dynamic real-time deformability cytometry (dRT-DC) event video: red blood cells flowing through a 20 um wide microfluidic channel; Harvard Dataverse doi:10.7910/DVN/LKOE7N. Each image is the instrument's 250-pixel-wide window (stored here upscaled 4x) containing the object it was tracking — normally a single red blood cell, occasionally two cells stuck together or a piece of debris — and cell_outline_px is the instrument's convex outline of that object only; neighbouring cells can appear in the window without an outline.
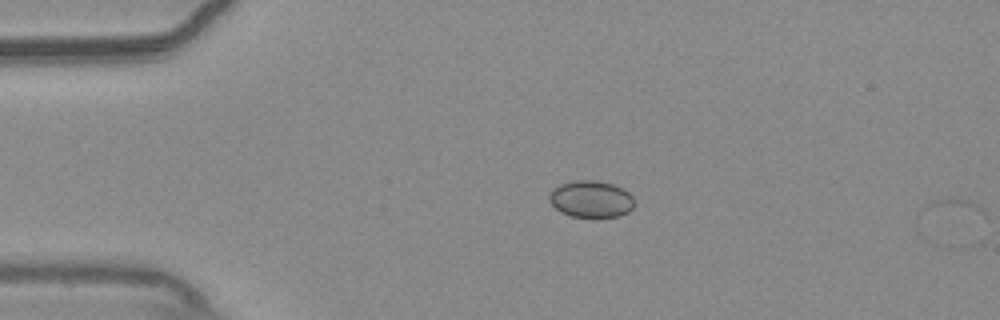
{"species": "common noctule bat (a hibernating species)", "species_latin": "Nyctalus noctula", "temperature_condition": "warm", "stored_images_in_passage": 43, "camera_frame_rate_fps": 3000, "um_per_image_px": 0.085, "animal": {"sex": "male", "body_mass_g": 20.4}, "frame": {"image": 1, "passage_image": 1, "time_ms": 0.0, "image_size_px": [1000, 320], "cell_outline_px": [[984, 212], [952, 248], [948, 248], [936, 244], [928, 240], [916, 232], [916, 216], [928, 204], [936, 200], [968, 200], [984, 208]], "centroid_in_image_um": [80.52, 18.78], "position_along_channel_um": 4.5, "area_um2": 16.42}}
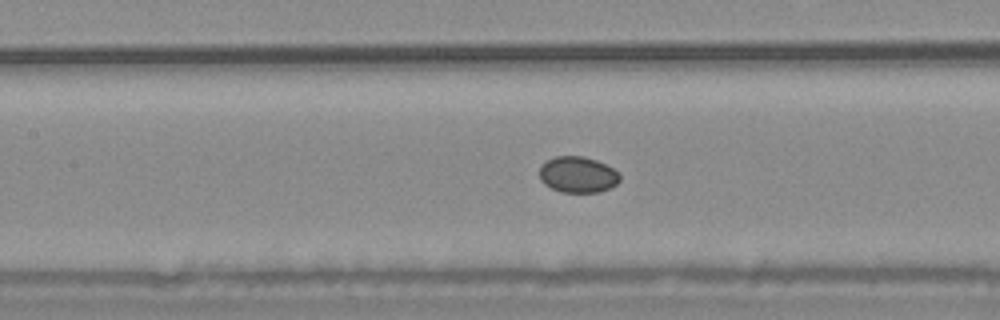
{"frame": {"image": 2, "passage_image": 14, "time_ms": 4.333, "image_size_px": [1000, 320], "cell_outline_px": [[620, 180], [616, 184], [600, 192], [560, 192], [544, 184], [540, 180], [540, 164], [556, 156], [584, 156], [596, 160], [612, 168], [620, 176]], "centroid_in_image_um": [49.08, 14.84], "position_along_channel_um": 158.3, "area_um2": 16.82}}
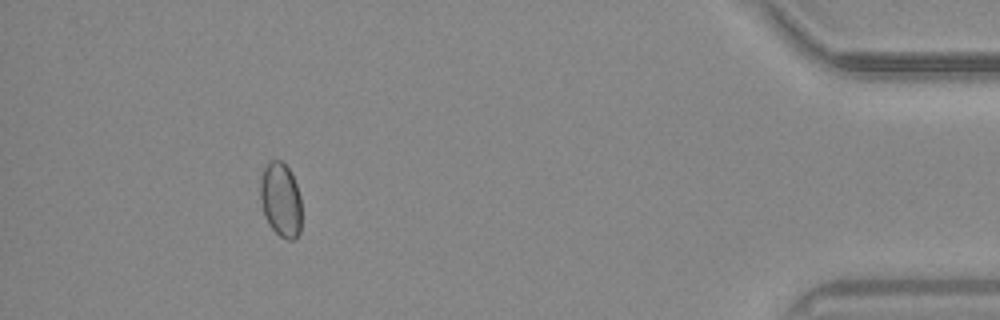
{"frame": {"image": 3, "passage_image": 39, "time_ms": 12.667, "image_size_px": [1000, 320], "cell_outline_px": [[300, 232], [292, 240], [288, 240], [280, 236], [268, 224], [264, 216], [260, 200], [260, 180], [264, 168], [272, 160], [280, 160], [288, 168], [296, 184], [300, 196]], "centroid_in_image_um": [23.84, 16.99], "position_along_channel_um": 411.4, "area_um2": 17.74}}